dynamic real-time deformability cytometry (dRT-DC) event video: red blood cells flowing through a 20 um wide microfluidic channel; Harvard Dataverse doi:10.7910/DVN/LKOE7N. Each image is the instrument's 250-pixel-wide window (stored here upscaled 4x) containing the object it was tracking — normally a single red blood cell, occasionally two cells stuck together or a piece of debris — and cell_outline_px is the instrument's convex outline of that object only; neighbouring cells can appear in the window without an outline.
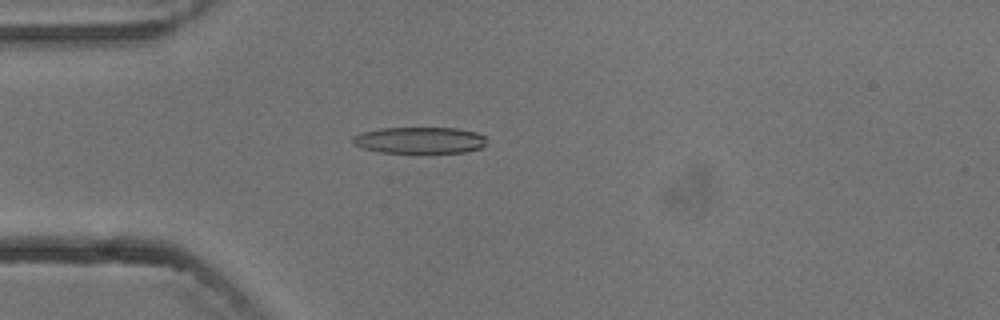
{"species": "common noctule bat (a hibernating species)", "species_latin": "Nyctalus noctula", "temperature_condition": "cold", "stored_images_in_passage": 2, "camera_frame_rate_fps": 3000, "um_per_image_px": 0.085, "animal": {"sex": "male", "body_mass_g": 13.3}, "frame": {"image": 1, "passage_image": 1, "time_ms": 0.0, "image_size_px": [1000, 320], "cell_outline_px": [[484, 144], [480, 148], [464, 152], [380, 152], [364, 148], [352, 144], [352, 136], [364, 132], [380, 128], [456, 128], [476, 132], [484, 136]], "centroid_in_image_um": [35.63, 11.91], "position_along_channel_um": 49.4, "area_um2": 20.35}}